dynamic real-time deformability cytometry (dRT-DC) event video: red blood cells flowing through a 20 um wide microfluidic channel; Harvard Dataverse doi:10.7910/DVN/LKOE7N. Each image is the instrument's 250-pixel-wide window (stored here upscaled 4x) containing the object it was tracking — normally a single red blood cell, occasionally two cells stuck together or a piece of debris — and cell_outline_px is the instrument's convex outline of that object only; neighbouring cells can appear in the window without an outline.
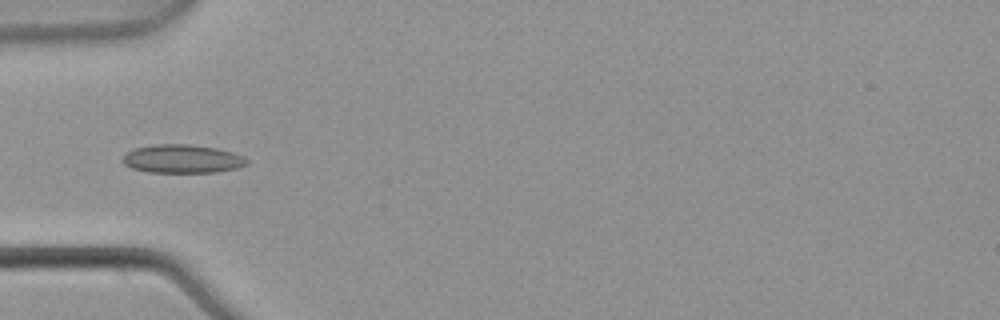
{"species": "common noctule bat (a hibernating species)", "species_latin": "Nyctalus noctula", "temperature_condition": "warm", "stored_images_in_passage": 8, "camera_frame_rate_fps": 3000, "um_per_image_px": 0.085, "animal": {"sex": "male", "body_mass_g": 21.5, "forearm_length_mm": 52.0}, "frame": {"image": 1, "passage_image": 5, "time_ms": 1.333, "image_size_px": [1000, 320], "cell_outline_px": [[248, 164], [236, 168], [216, 172], [148, 172], [132, 168], [124, 164], [120, 160], [128, 152], [136, 148], [156, 144], [188, 144], [216, 148], [232, 152], [244, 156], [248, 160]], "centroid_in_image_um": [15.5, 13.5], "position_along_channel_um": 69.5, "area_um2": 20.52}}
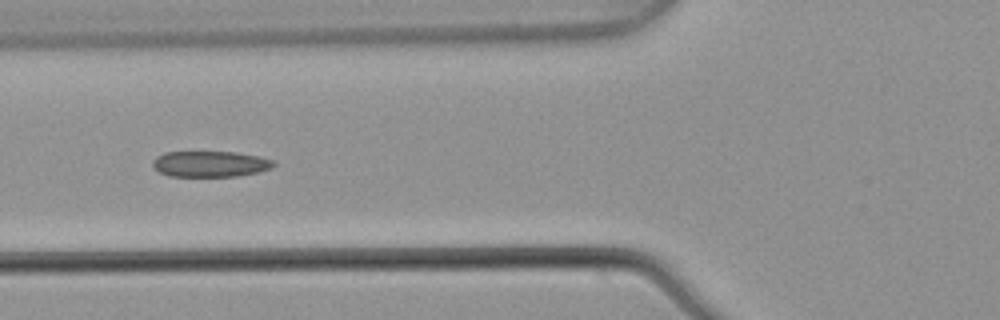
{"frame": {"image": 2, "passage_image": 6, "time_ms": 1.667, "image_size_px": [1000, 320], "cell_outline_px": [[276, 164], [272, 168], [260, 172], [236, 176], [168, 176], [152, 168], [152, 160], [156, 156], [164, 152], [236, 152], [260, 156], [272, 160]], "centroid_in_image_um": [17.85, 13.93], "position_along_channel_um": 107.9, "area_um2": 18.44}}
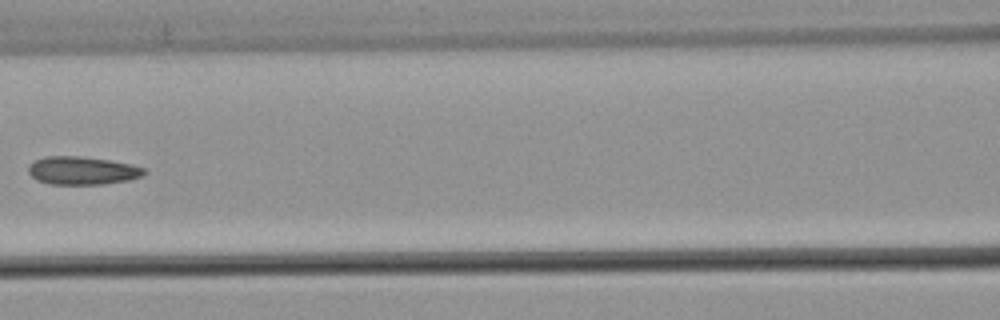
{"frame": {"image": 3, "passage_image": 7, "time_ms": 2.0, "image_size_px": [1000, 320], "cell_outline_px": [[148, 172], [144, 176], [128, 180], [104, 184], [52, 184], [36, 180], [28, 172], [28, 164], [44, 156], [80, 156], [112, 160], [132, 164], [148, 168]], "centroid_in_image_um": [7.05, 14.49], "position_along_channel_um": 159.5, "area_um2": 19.31}}